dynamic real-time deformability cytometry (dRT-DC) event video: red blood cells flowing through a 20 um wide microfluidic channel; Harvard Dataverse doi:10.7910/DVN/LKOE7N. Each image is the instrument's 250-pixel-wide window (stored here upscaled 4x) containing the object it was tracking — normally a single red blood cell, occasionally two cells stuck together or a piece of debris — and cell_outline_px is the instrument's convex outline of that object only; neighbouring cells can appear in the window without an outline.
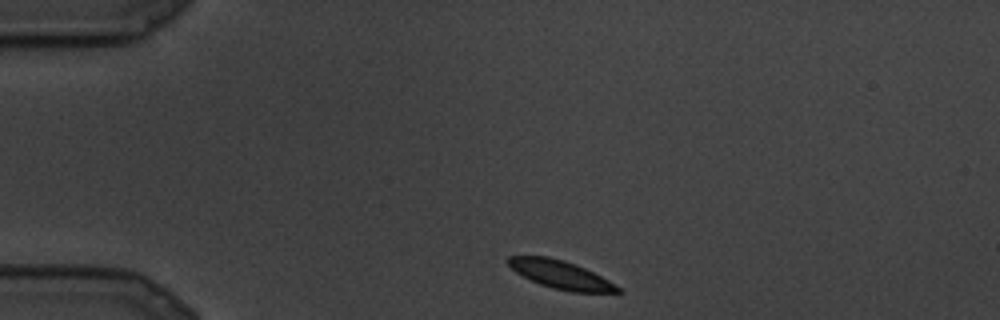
{"species": "common noctule bat (a hibernating species)", "species_latin": "Nyctalus noctula", "temperature_condition": "cold", "stored_images_in_passage": 10, "camera_frame_rate_fps": 3000, "um_per_image_px": 0.085, "animal": {"sex": "male", "body_mass_g": 19.5, "forearm_length_mm": 54.6}, "frame": {"image": 1, "passage_image": 1, "time_ms": 0.0, "image_size_px": [1000, 320], "cell_outline_px": [[624, 292], [572, 292], [552, 288], [540, 284], [516, 272], [504, 260], [508, 256], [548, 256], [564, 260], [576, 264], [608, 280], [620, 288]], "centroid_in_image_um": [47.63, 23.33], "position_along_channel_um": 37.4, "area_um2": 17.8}}
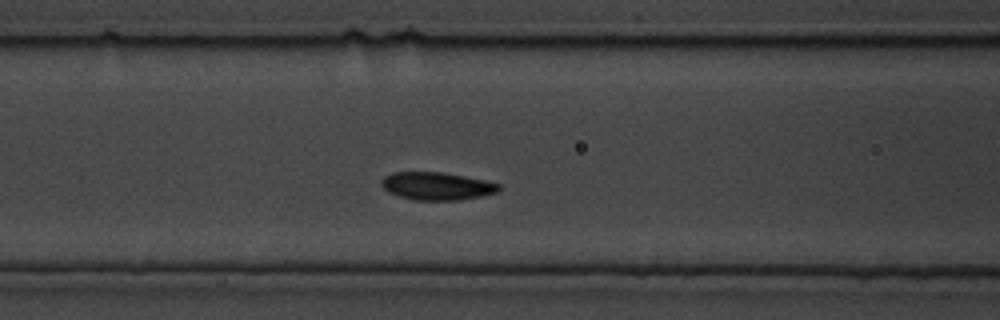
{"frame": {"image": 2, "passage_image": 7, "time_ms": 2.0, "image_size_px": [1000, 320], "cell_outline_px": [[500, 192], [460, 200], [412, 200], [388, 192], [380, 184], [380, 180], [384, 176], [392, 172], [440, 172], [464, 176], [484, 180], [500, 184]], "centroid_in_image_um": [37.11, 15.82], "position_along_channel_um": 129.5, "area_um2": 19.07}}
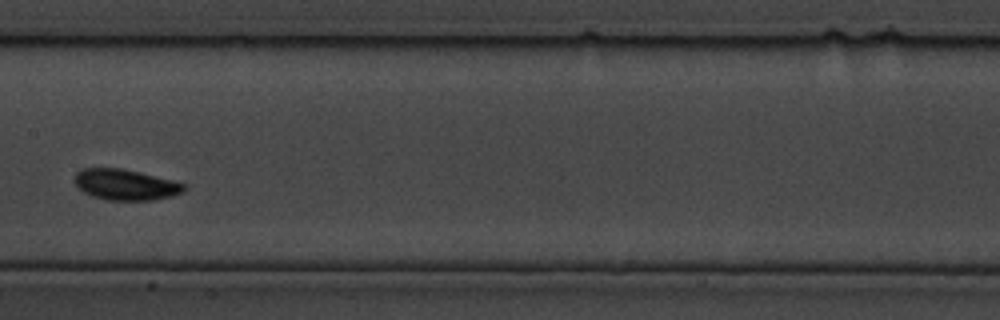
{"frame": {"image": 3, "passage_image": 9, "time_ms": 2.667, "image_size_px": [1000, 320], "cell_outline_px": [[188, 188], [172, 196], [152, 200], [104, 200], [92, 196], [84, 192], [76, 184], [76, 172], [84, 168], [120, 168], [176, 180], [184, 184]], "centroid_in_image_um": [10.7, 15.7], "position_along_channel_um": 196.7, "area_um2": 19.59}}